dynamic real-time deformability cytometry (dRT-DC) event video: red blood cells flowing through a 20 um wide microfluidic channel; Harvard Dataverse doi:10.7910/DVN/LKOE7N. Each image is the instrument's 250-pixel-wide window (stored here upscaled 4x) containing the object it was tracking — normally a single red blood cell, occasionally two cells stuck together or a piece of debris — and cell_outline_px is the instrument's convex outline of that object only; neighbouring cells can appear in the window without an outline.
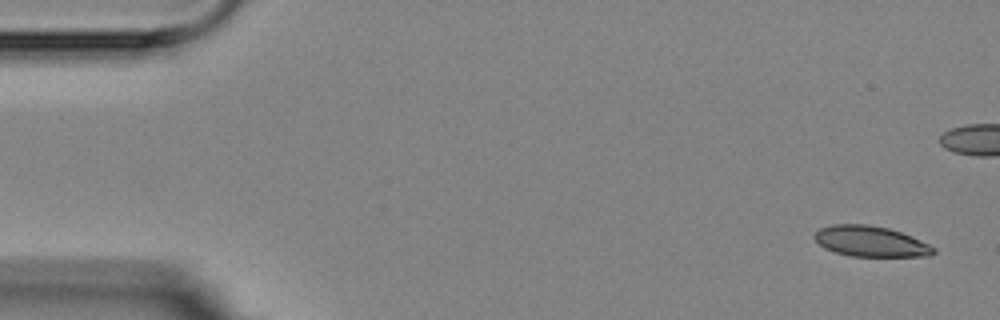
{"species": "Egyptian fruit bat (a non-hibernating species)", "species_latin": "Rousettus aegyptiacus", "temperature_condition": "room temperature", "stored_images_in_passage": 8, "segment_of_instrument_passage": [1, 2], "camera_frame_rate_fps": 3000, "um_per_image_px": 0.085, "animal": {"sex": "female"}, "frame": {"image": 1, "passage_image": 1, "time_ms": 0.0, "image_size_px": [1000, 320], "cell_outline_px": [[936, 252], [932, 256], [852, 256], [836, 252], [824, 248], [812, 236], [820, 228], [832, 224], [868, 224], [888, 228], [900, 232], [920, 240], [936, 248]], "centroid_in_image_um": [74.0, 20.51], "position_along_channel_um": 11.0, "area_um2": 21.15}}
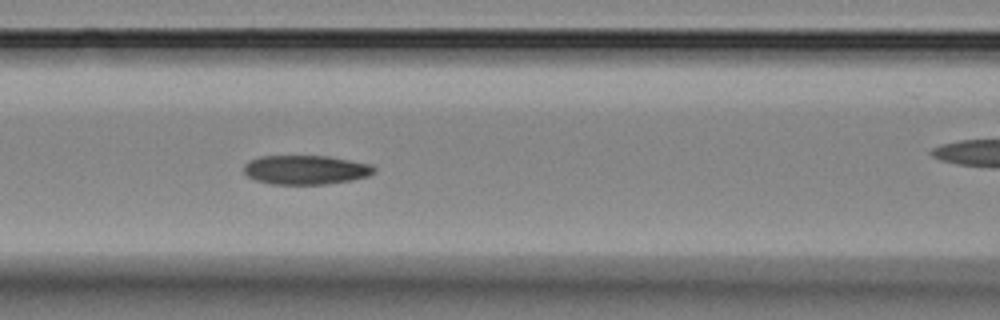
{"frame": {"image": 2, "passage_image": 7, "time_ms": 7.0, "image_size_px": [1000, 320], "cell_outline_px": [[376, 172], [368, 176], [352, 180], [324, 184], [272, 184], [256, 180], [248, 176], [244, 172], [244, 164], [248, 160], [260, 156], [328, 156], [372, 164], [376, 168]], "centroid_in_image_um": [26.0, 14.43], "position_along_channel_um": 140.6, "area_um2": 22.25}}